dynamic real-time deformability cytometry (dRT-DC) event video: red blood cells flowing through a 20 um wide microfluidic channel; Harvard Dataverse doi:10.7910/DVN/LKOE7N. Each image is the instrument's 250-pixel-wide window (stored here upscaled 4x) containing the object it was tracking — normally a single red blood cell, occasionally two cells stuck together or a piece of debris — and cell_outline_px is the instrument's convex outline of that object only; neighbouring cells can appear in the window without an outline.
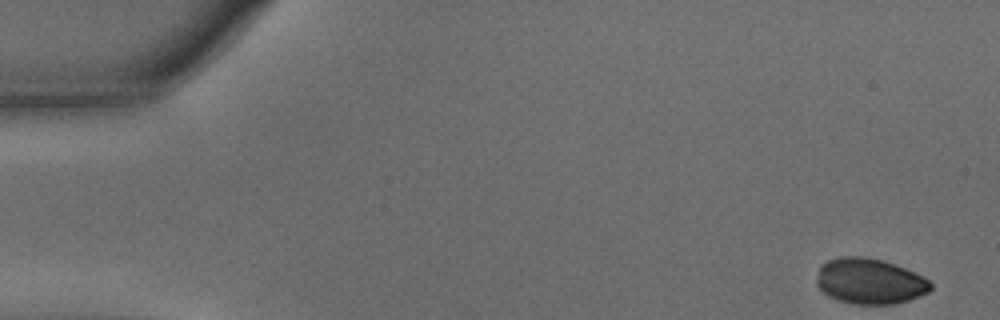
{"species": "common noctule bat (a hibernating species)", "species_latin": "Nyctalus noctula", "temperature_condition": "warm", "stored_images_in_passage": 44, "camera_frame_rate_fps": 3000, "um_per_image_px": 0.085, "animal": {"sex": "male", "body_mass_g": 15.6}, "frame": {"image": 1, "passage_image": 1, "time_ms": 0.0, "image_size_px": [1000, 320], "cell_outline_px": [[932, 288], [928, 292], [908, 300], [892, 304], [852, 304], [836, 300], [828, 296], [816, 284], [816, 280], [820, 264], [828, 260], [840, 256], [864, 256], [880, 260], [904, 268], [924, 276], [932, 284]], "centroid_in_image_um": [73.89, 23.9], "position_along_channel_um": 11.1, "area_um2": 30.35}}
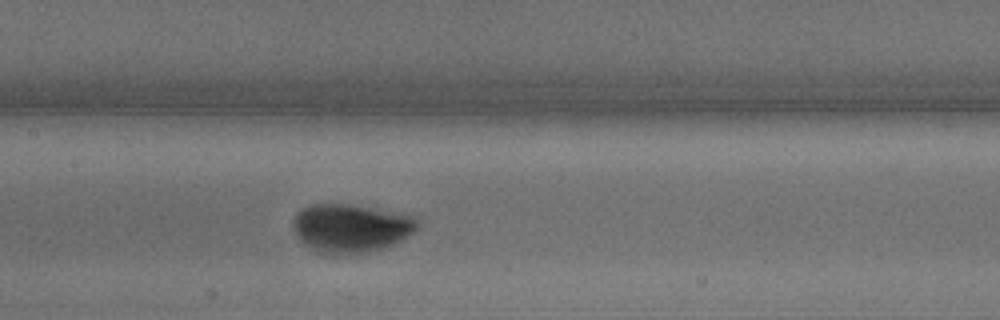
{"frame": {"image": 2, "passage_image": 26, "time_ms": 8.333, "image_size_px": [1000, 320], "cell_outline_px": [[420, 228], [404, 240], [376, 252], [340, 256], [316, 252], [304, 244], [300, 240], [292, 224], [292, 220], [296, 212], [312, 204], [348, 204], [416, 216], [420, 224]], "centroid_in_image_um": [29.87, 19.43], "position_along_channel_um": 177.5, "area_um2": 35.95}}
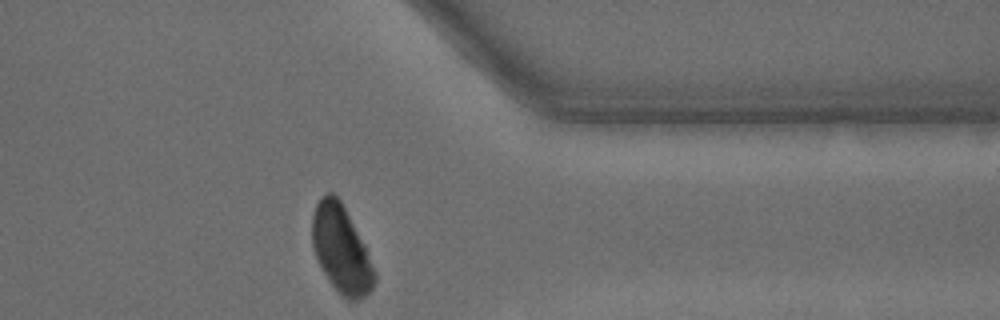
{"frame": {"image": 3, "passage_image": 44, "time_ms": 14.333, "image_size_px": [1000, 320], "cell_outline_px": [[376, 280], [372, 288], [364, 296], [356, 300], [348, 300], [328, 280], [320, 268], [312, 248], [312, 216], [316, 204], [328, 192], [332, 192], [340, 200], [364, 244], [376, 272]], "centroid_in_image_um": [28.99, 21.2], "position_along_channel_um": 382.4, "area_um2": 31.33}}